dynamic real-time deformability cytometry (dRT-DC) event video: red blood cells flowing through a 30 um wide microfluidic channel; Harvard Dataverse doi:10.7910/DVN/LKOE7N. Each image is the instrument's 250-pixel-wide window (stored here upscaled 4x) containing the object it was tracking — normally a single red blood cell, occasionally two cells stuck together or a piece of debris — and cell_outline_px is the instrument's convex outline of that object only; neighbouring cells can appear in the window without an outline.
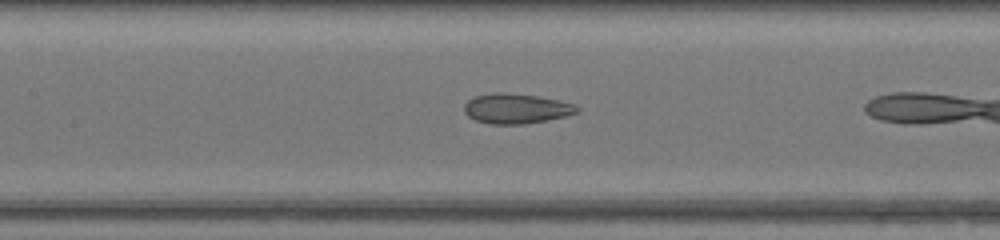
{"species": "common noctule bat (a hibernating species)", "species_latin": "Nyctalus noctula", "temperature_condition": "warm", "stored_images_in_passage": 8, "segment_of_instrument_passage": [2, 2], "camera_frame_rate_fps": 3000, "um_per_image_px": 0.085, "animal": {"sex": "female", "body_mass_g": 17.0, "forearm_length_mm": 48.0}, "frame": {"image": 1, "passage_image": 7, "time_ms": 2.0, "image_size_px": [1000, 240], "cell_outline_px": [[580, 112], [568, 116], [548, 120], [524, 124], [488, 124], [476, 120], [468, 116], [464, 112], [464, 104], [468, 100], [476, 96], [492, 92], [500, 92], [536, 96], [576, 104], [580, 108]], "centroid_in_image_um": [43.9, 9.24], "position_along_channel_um": 163.5, "area_um2": 19.83}}